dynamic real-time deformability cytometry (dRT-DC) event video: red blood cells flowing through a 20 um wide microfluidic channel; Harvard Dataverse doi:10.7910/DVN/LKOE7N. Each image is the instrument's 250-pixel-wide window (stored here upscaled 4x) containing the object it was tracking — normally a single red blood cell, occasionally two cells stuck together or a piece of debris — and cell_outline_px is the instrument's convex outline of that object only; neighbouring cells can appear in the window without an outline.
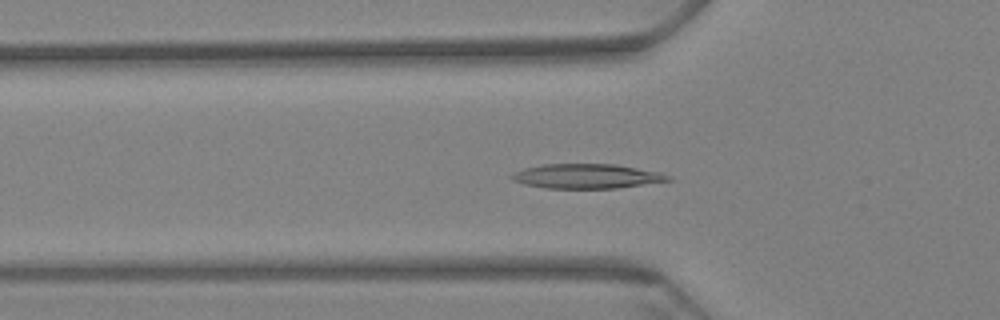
{"species": "Egyptian fruit bat (a non-hibernating species)", "species_latin": "Rousettus aegyptiacus", "temperature_condition": "warm", "stored_images_in_passage": 46, "camera_frame_rate_fps": 3000, "um_per_image_px": 0.085, "animal": {"sex": "female"}, "frame": {"image": 1, "passage_image": 4, "time_ms": 1.0, "image_size_px": [1000, 320], "cell_outline_px": [[672, 180], [616, 188], [544, 188], [524, 184], [508, 176], [524, 168], [544, 164], [616, 164], [660, 172], [672, 176]], "centroid_in_image_um": [49.9, 14.97], "position_along_channel_um": 75.9, "area_um2": 22.25}}
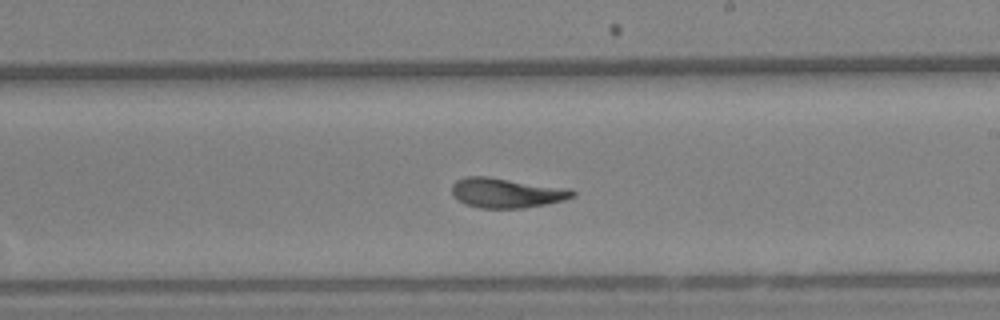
{"frame": {"image": 2, "passage_image": 20, "time_ms": 6.333, "image_size_px": [1000, 320], "cell_outline_px": [[576, 196], [564, 200], [524, 208], [480, 208], [464, 204], [456, 200], [452, 196], [452, 184], [456, 180], [464, 176], [488, 176], [568, 188], [576, 192]], "centroid_in_image_um": [43.01, 16.39], "position_along_channel_um": 246.0, "area_um2": 21.21}}
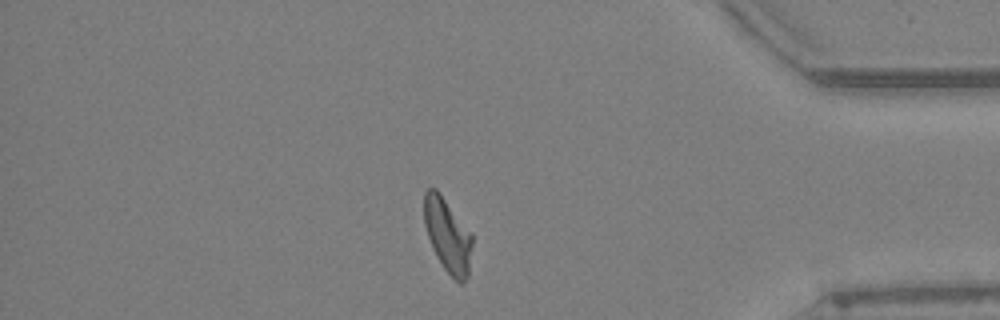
{"frame": {"image": 3, "passage_image": 37, "time_ms": 12.0, "image_size_px": [1000, 320], "cell_outline_px": [[472, 244], [468, 276], [460, 284], [444, 268], [432, 248], [424, 224], [424, 192], [428, 188], [436, 188], [440, 192], [472, 232]], "centroid_in_image_um": [38.05, 19.95], "position_along_channel_um": 397.1, "area_um2": 20.75}, "authors_computed_cell_mechanics": {"area_um2": 20.7502, "velocity_mm_per_s": 3.1969, "shape_relaxation_time_tau1_ms": 11.0351, "shape_relaxation_time_tau2_ms": 2.3713, "deformation_change_tau1": 0.2727, "deformation_change_tau2": 0.1016}}